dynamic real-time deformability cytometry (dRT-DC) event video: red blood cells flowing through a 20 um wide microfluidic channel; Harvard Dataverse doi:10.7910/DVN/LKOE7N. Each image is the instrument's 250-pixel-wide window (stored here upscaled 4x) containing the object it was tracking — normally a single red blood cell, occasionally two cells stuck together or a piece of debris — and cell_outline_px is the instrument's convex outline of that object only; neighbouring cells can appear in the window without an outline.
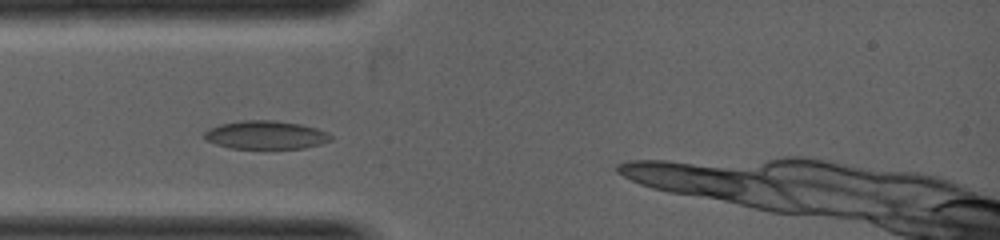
{"species": "common noctule bat (a hibernating species)", "species_latin": "Nyctalus noctula", "temperature_condition": "warm", "stored_images_in_passage": 5, "camera_frame_rate_fps": 5000, "um_per_image_px": 0.085, "animal": {"sex": "female", "body_mass_g": 19.0, "forearm_length_mm": 53.3}, "frame": {"image": 1, "passage_image": 2, "time_ms": 1.0, "image_size_px": [1000, 240], "cell_outline_px": [[332, 140], [320, 144], [304, 148], [232, 148], [216, 144], [204, 140], [204, 132], [208, 128], [220, 124], [240, 120], [276, 120], [300, 124], [316, 128], [328, 132], [332, 136]], "centroid_in_image_um": [22.57, 11.46], "position_along_channel_um": 62.4, "area_um2": 20.98}}